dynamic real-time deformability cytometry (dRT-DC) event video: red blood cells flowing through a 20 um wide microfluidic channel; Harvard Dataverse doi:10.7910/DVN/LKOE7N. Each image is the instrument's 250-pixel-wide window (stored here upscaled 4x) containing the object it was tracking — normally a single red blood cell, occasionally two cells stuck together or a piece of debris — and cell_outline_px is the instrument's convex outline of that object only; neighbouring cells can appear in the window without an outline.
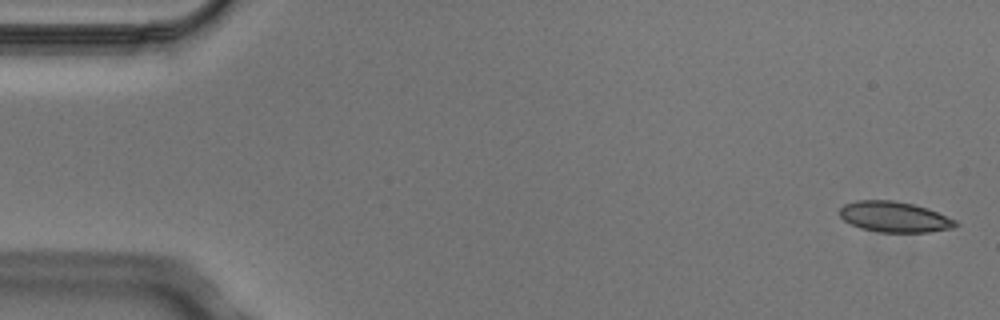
{"species": "Egyptian fruit bat (a non-hibernating species)", "species_latin": "Rousettus aegyptiacus", "temperature_condition": "cold", "stored_images_in_passage": 5, "camera_frame_rate_fps": 3000, "um_per_image_px": 0.085, "animal": {"sex": "male"}, "frame": {"image": 1, "passage_image": 1, "time_ms": 0.0, "image_size_px": [1000, 320], "cell_outline_px": [[960, 224], [952, 228], [928, 232], [880, 232], [860, 228], [844, 220], [840, 216], [840, 208], [844, 204], [856, 200], [892, 200], [912, 204], [928, 208], [956, 220]], "centroid_in_image_um": [76.03, 18.43], "position_along_channel_um": 9.0, "area_um2": 20.63}}
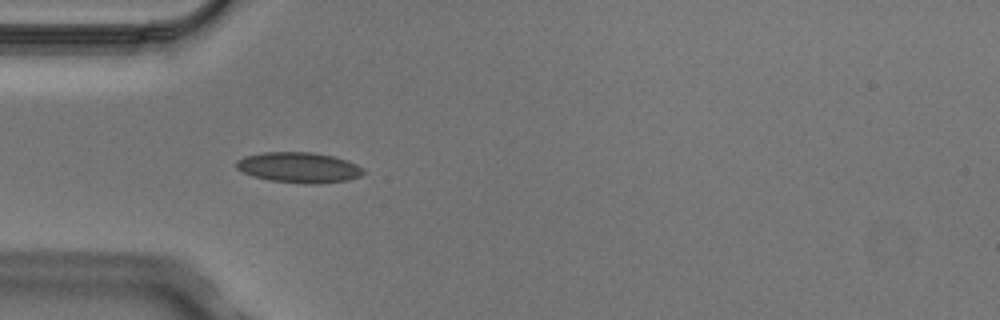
{"frame": {"image": 2, "passage_image": 4, "time_ms": 1.0, "image_size_px": [1000, 320], "cell_outline_px": [[364, 172], [360, 176], [348, 180], [320, 184], [312, 184], [268, 180], [252, 176], [236, 168], [236, 160], [244, 156], [264, 152], [312, 152], [332, 156], [356, 164], [364, 168]], "centroid_in_image_um": [25.39, 14.24], "position_along_channel_um": 59.6, "area_um2": 22.54}}
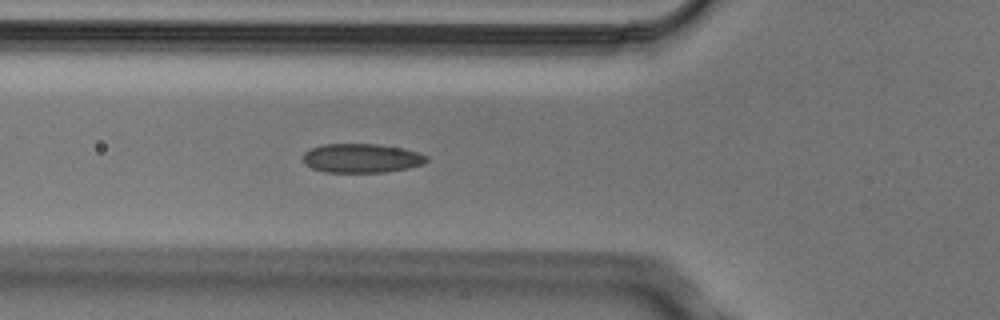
{"frame": {"image": 3, "passage_image": 5, "time_ms": 1.333, "image_size_px": [1000, 320], "cell_outline_px": [[428, 160], [424, 164], [408, 168], [384, 172], [324, 172], [312, 168], [304, 164], [304, 152], [312, 148], [324, 144], [376, 144], [404, 148], [428, 156]], "centroid_in_image_um": [30.74, 13.45], "position_along_channel_um": 95.1, "area_um2": 20.92}}